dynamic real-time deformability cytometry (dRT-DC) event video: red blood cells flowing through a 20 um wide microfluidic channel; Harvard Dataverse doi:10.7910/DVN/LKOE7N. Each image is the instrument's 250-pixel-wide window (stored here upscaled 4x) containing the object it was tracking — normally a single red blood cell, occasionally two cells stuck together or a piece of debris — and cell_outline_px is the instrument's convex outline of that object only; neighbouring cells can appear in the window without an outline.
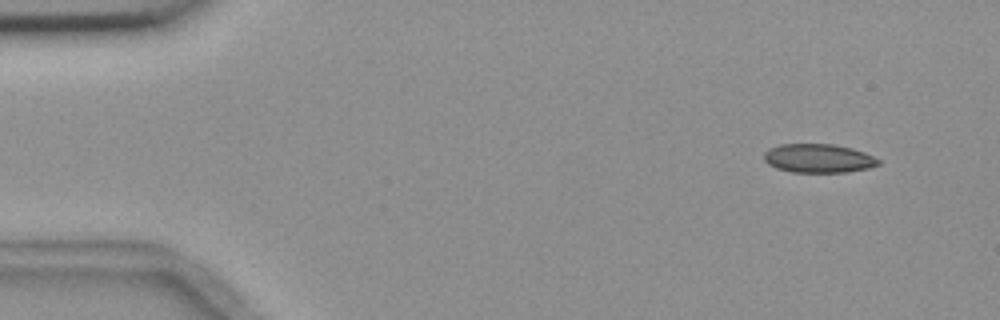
{"species": "common noctule bat (a hibernating species)", "species_latin": "Nyctalus noctula", "temperature_condition": "room temperature", "stored_images_in_passage": 4, "camera_frame_rate_fps": 3000, "um_per_image_px": 0.085, "animal": {"sex": "female", "body_mass_g": 18.4}, "frame": {"image": 1, "passage_image": 1, "time_ms": 0.0, "image_size_px": [1000, 320], "cell_outline_px": [[880, 164], [868, 168], [844, 172], [792, 172], [776, 168], [768, 164], [764, 160], [764, 152], [768, 148], [780, 144], [832, 144], [852, 148], [864, 152], [880, 160]], "centroid_in_image_um": [69.54, 13.45], "position_along_channel_um": 15.5, "area_um2": 19.19}}
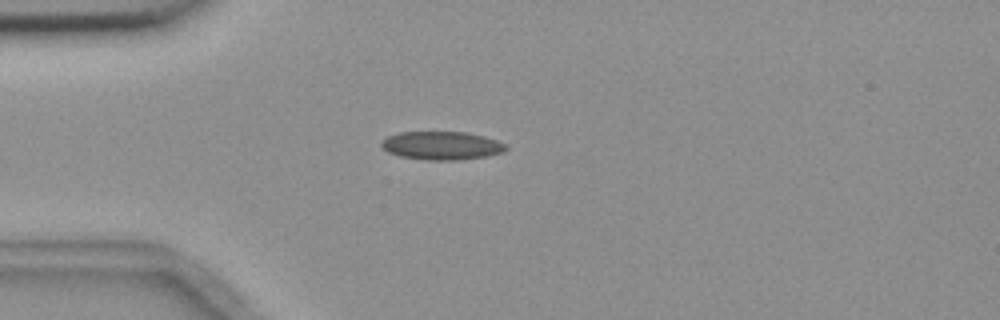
{"frame": {"image": 2, "passage_image": 4, "time_ms": 3.333, "image_size_px": [1000, 320], "cell_outline_px": [[508, 148], [504, 152], [488, 156], [456, 160], [424, 160], [400, 156], [388, 152], [380, 144], [380, 140], [388, 136], [400, 132], [468, 132], [484, 136], [496, 140], [504, 144]], "centroid_in_image_um": [37.54, 12.37], "position_along_channel_um": 47.5, "area_um2": 20.63}}